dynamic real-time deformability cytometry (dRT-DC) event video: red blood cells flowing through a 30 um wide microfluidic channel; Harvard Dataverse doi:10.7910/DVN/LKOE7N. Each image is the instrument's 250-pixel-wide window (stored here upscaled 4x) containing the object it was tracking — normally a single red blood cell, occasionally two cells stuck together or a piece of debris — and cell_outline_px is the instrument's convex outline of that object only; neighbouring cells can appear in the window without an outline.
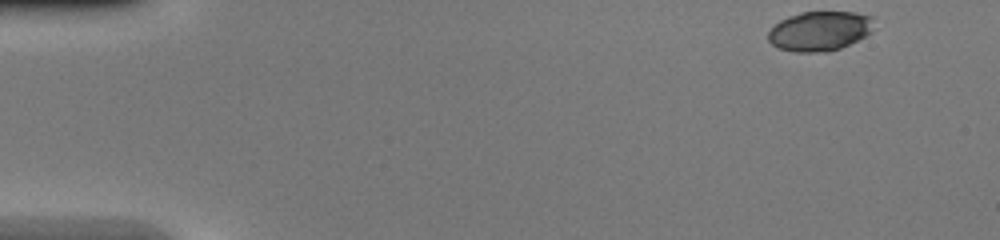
{"species": "common noctule bat (a hibernating species)", "species_latin": "Nyctalus noctula", "temperature_condition": "warm", "stored_images_in_passage": 43, "camera_frame_rate_fps": 3000, "um_per_image_px": 0.085, "animal": {"sex": "female", "body_mass_g": 20.0, "forearm_length_mm": 54.0}, "frame": {"image": 1, "passage_image": 1, "time_ms": 0.0, "image_size_px": [1000, 240], "cell_outline_px": [[872, 32], [840, 48], [828, 52], [796, 52], [780, 48], [772, 44], [768, 40], [768, 32], [780, 20], [788, 16], [800, 12], [856, 12], [872, 16]], "centroid_in_image_um": [69.66, 2.63], "position_along_channel_um": 15.3, "area_um2": 24.28}}
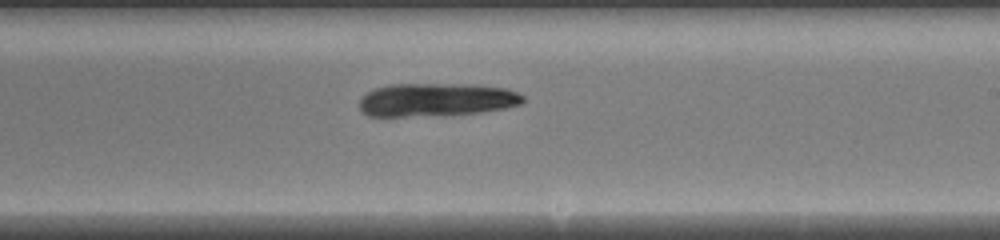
{"frame": {"image": 2, "passage_image": 25, "time_ms": 8.0, "image_size_px": [1000, 240], "cell_outline_px": [[524, 100], [520, 104], [504, 108], [480, 112], [404, 116], [368, 116], [360, 112], [360, 100], [368, 92], [376, 88], [392, 84], [472, 84], [504, 88], [516, 92], [524, 96]], "centroid_in_image_um": [37.07, 8.46], "position_along_channel_um": 251.9, "area_um2": 31.27}}
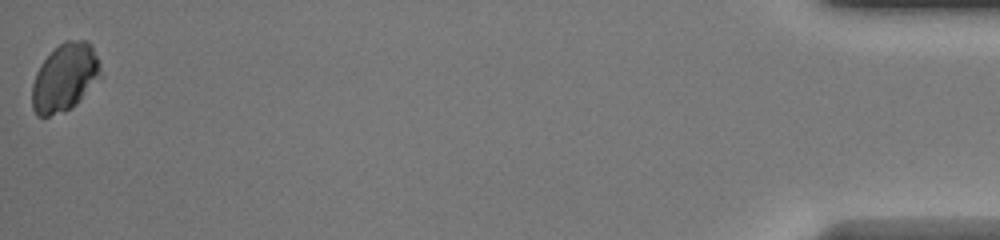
{"frame": {"image": 3, "passage_image": 43, "time_ms": 14.0, "image_size_px": [1000, 240], "cell_outline_px": [[104, 76], [72, 108], [64, 112], [48, 116], [36, 116], [32, 108], [32, 84], [36, 72], [40, 64], [64, 40], [88, 40], [92, 44], [100, 64]], "centroid_in_image_um": [5.55, 6.6], "position_along_channel_um": 429.7, "area_um2": 27.57}}